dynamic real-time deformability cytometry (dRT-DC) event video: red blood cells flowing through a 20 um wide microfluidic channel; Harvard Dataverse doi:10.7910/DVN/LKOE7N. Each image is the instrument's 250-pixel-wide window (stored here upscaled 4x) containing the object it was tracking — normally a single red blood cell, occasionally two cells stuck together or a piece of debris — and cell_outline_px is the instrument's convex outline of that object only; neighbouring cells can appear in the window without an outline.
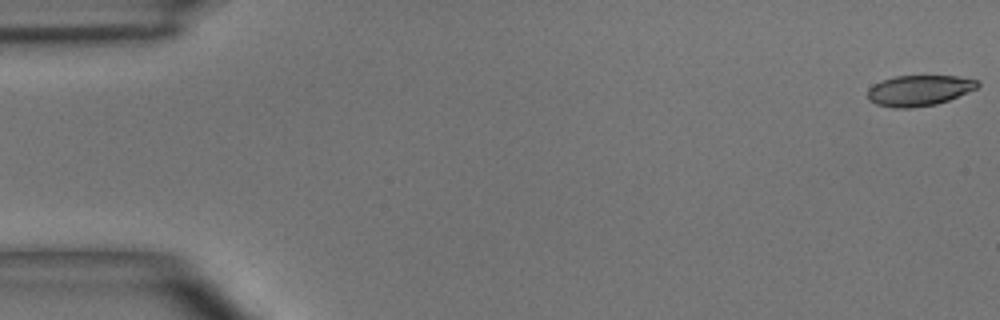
{"species": "common noctule bat (a hibernating species)", "species_latin": "Nyctalus noctula", "temperature_condition": "room temperature", "stored_images_in_passage": 4, "camera_frame_rate_fps": 3000, "um_per_image_px": 0.085, "animal": {"sex": "male", "body_mass_g": 15.6}, "frame": {"image": 1, "passage_image": 1, "time_ms": 0.0, "image_size_px": [1000, 320], "cell_outline_px": [[980, 84], [976, 88], [948, 100], [936, 104], [912, 108], [892, 108], [876, 104], [868, 100], [868, 88], [872, 84], [880, 80], [892, 76], [956, 76], [980, 80]], "centroid_in_image_um": [78.08, 7.68], "position_along_channel_um": 6.9, "area_um2": 19.83}}
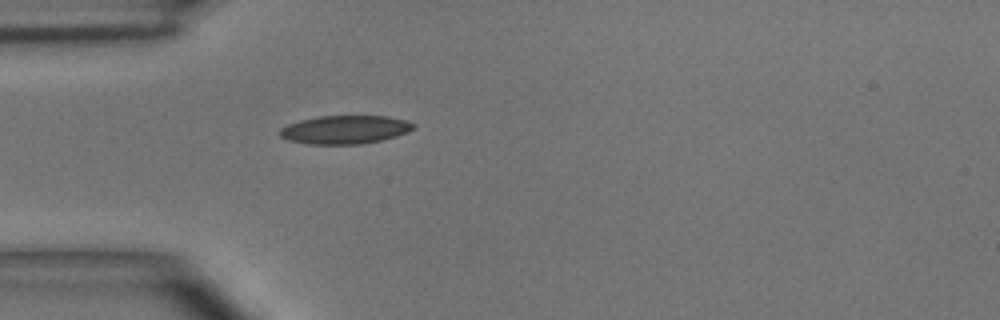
{"frame": {"image": 2, "passage_image": 4, "time_ms": 4.667, "image_size_px": [1000, 320], "cell_outline_px": [[416, 128], [408, 132], [396, 136], [380, 140], [360, 144], [308, 144], [288, 140], [280, 136], [280, 128], [288, 124], [300, 120], [320, 116], [388, 116], [408, 120], [416, 124]], "centroid_in_image_um": [29.36, 11.01], "position_along_channel_um": 55.6, "area_um2": 22.2}}